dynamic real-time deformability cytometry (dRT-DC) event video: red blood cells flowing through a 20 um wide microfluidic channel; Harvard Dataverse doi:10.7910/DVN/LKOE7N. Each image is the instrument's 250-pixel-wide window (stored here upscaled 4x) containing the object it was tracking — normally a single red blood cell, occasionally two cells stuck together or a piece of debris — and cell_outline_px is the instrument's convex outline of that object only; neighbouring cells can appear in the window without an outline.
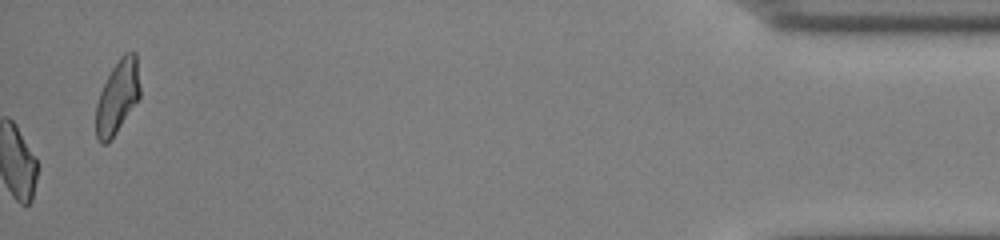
{"species": "common noctule bat (a hibernating species)", "species_latin": "Nyctalus noctula", "temperature_condition": "cold", "stored_images_in_passage": 45, "camera_frame_rate_fps": 3000, "um_per_image_px": 0.085, "animal": {"sex": "male", "body_mass_g": 13.0, "forearm_length_mm": 53.1}, "frame": {"image": 1, "passage_image": 45, "time_ms": 14.667, "image_size_px": [1000, 240], "cell_outline_px": [[140, 96], [112, 140], [108, 144], [100, 144], [96, 136], [96, 104], [100, 92], [112, 68], [120, 56], [124, 52], [136, 52], [140, 88]], "centroid_in_image_um": [9.98, 8.26], "position_along_channel_um": 425.2, "area_um2": 18.9}, "authors_computed_cell_mechanics": {"area_um2": 20.1722, "velocity_mm_per_s": 3.8887, "shape_relaxation_time_tau1_ms": 5.2046, "shape_relaxation_time_tau2_ms": 2.6271, "deformation_change_tau1": 0.0972, "deformation_change_tau2": 0.0792}}